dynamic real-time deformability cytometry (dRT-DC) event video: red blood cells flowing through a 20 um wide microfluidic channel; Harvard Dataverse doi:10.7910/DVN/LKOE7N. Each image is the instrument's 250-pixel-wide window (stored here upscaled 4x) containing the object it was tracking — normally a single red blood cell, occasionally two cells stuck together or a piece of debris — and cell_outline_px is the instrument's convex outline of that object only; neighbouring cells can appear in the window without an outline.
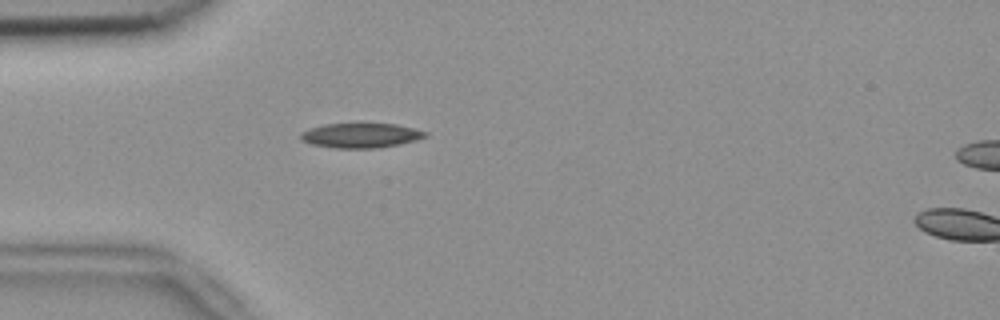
{"species": "common noctule bat (a hibernating species)", "species_latin": "Nyctalus noctula", "temperature_condition": "room temperature", "stored_images_in_passage": 40, "camera_frame_rate_fps": 3000, "um_per_image_px": 0.085, "animal": {"sex": "female", "body_mass_g": 18.4}, "frame": {"image": 1, "passage_image": 2, "time_ms": 0.333, "image_size_px": [1000, 320], "cell_outline_px": [[428, 136], [416, 140], [400, 144], [380, 148], [332, 148], [312, 144], [300, 140], [300, 132], [308, 128], [324, 124], [396, 124], [428, 132]], "centroid_in_image_um": [30.64, 11.52], "position_along_channel_um": 54.4, "area_um2": 18.03}}
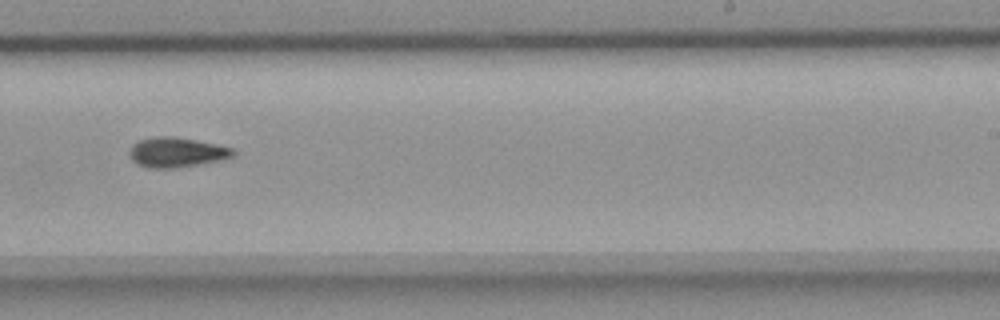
{"frame": {"image": 2, "passage_image": 20, "time_ms": 6.333, "image_size_px": [1000, 320], "cell_outline_px": [[236, 156], [220, 160], [176, 168], [148, 168], [136, 164], [132, 160], [128, 152], [132, 144], [140, 140], [156, 136], [172, 136], [196, 140], [216, 144], [232, 148], [236, 152]], "centroid_in_image_um": [15.0, 12.95], "position_along_channel_um": 274.0, "area_um2": 18.15}}
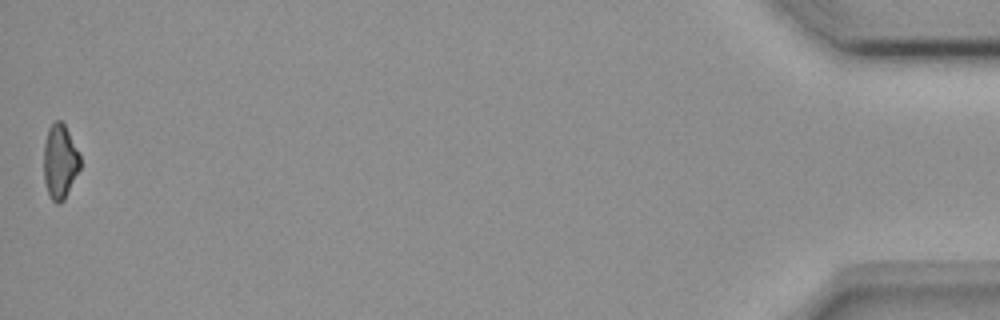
{"frame": {"image": 3, "passage_image": 40, "time_ms": 13.0, "image_size_px": [1000, 320], "cell_outline_px": [[80, 168], [64, 200], [60, 204], [56, 204], [52, 200], [48, 192], [44, 180], [44, 144], [48, 128], [56, 120], [60, 120], [64, 124], [80, 156]], "centroid_in_image_um": [5.08, 13.75], "position_along_channel_um": 430.1, "area_um2": 15.61}, "authors_computed_cell_mechanics": {"area_um2": 17.3111, "velocity_mm_per_s": 3.7679, "shape_relaxation_time_tau1_ms": 5.6348, "shape_relaxation_time_tau2_ms": null, "deformation_change_tau1": 0.1426, "deformation_change_tau2": null}}